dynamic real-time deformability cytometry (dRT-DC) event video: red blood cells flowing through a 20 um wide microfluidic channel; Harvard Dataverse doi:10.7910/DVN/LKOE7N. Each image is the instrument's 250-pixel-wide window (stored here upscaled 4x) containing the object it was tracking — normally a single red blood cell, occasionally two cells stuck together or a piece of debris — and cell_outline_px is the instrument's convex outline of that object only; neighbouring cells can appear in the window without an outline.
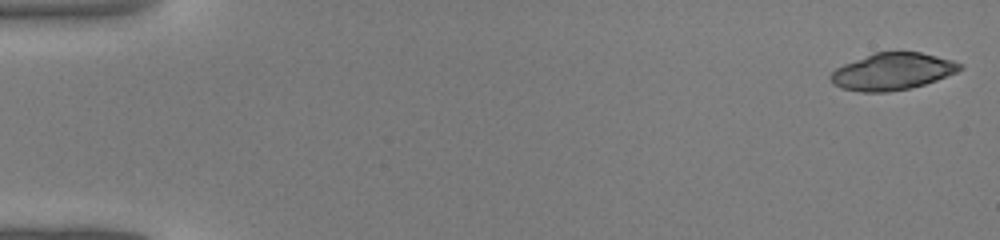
{"species": "common noctule bat (a hibernating species)", "species_latin": "Nyctalus noctula", "temperature_condition": "warm", "stored_images_in_passage": 12, "camera_frame_rate_fps": 3000, "um_per_image_px": 0.085, "animal": {"sex": "male", "body_mass_g": 19.0, "forearm_length_mm": 50.8}, "frame": {"image": 1, "passage_image": 1, "time_ms": 0.0, "image_size_px": [1000, 240], "cell_outline_px": [[964, 68], [956, 72], [936, 80], [924, 84], [908, 88], [888, 92], [860, 92], [840, 88], [832, 84], [828, 76], [836, 68], [844, 64], [876, 52], [920, 52], [952, 60], [960, 64]], "centroid_in_image_um": [75.81, 6.09], "position_along_channel_um": 9.2, "area_um2": 27.63}}